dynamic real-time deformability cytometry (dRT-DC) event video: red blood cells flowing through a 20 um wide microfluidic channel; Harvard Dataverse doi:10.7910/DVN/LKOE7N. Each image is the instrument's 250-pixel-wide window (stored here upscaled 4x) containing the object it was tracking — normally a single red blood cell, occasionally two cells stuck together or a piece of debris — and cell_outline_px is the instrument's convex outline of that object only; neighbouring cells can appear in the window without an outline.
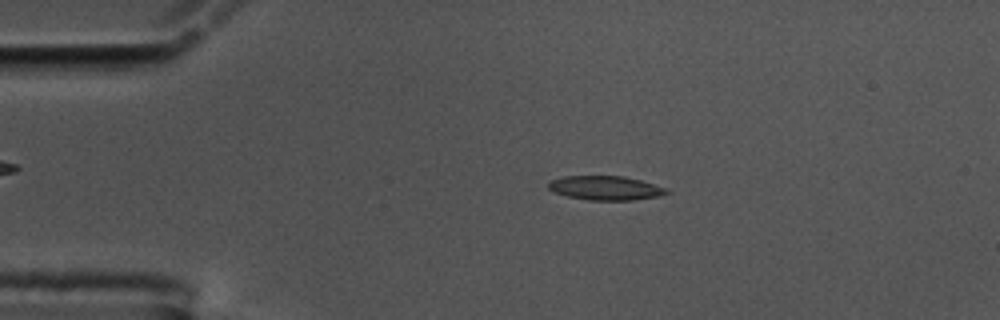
{"species": "common noctule bat (a hibernating species)", "species_latin": "Nyctalus noctula", "temperature_condition": "cold", "stored_images_in_passage": 51, "camera_frame_rate_fps": 3000, "um_per_image_px": 0.085, "animal": {"sex": "male", "body_mass_g": 17.5, "forearm_length_mm": 52.3}, "frame": {"image": 1, "passage_image": 6, "time_ms": 1.667, "image_size_px": [1000, 320], "cell_outline_px": [[672, 192], [660, 196], [632, 200], [588, 200], [568, 196], [556, 192], [548, 188], [548, 180], [564, 176], [624, 176], [640, 180], [668, 188]], "centroid_in_image_um": [51.5, 15.97], "position_along_channel_um": 33.5, "area_um2": 16.7}}
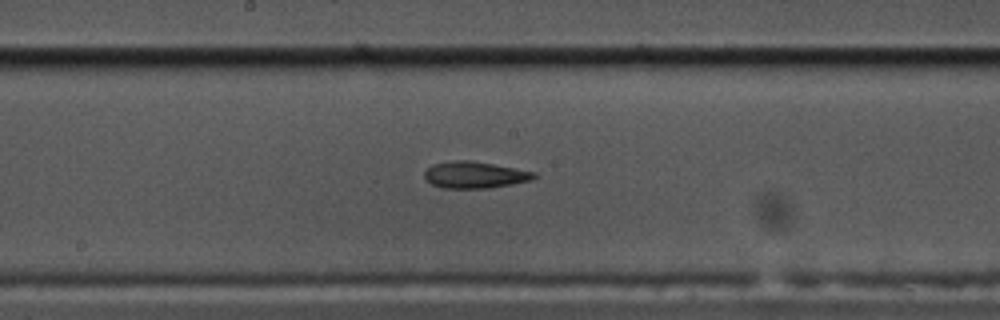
{"frame": {"image": 2, "passage_image": 24, "time_ms": 7.667, "image_size_px": [1000, 320], "cell_outline_px": [[540, 176], [532, 180], [512, 184], [488, 188], [440, 188], [432, 184], [424, 176], [424, 172], [432, 164], [456, 160], [468, 160], [492, 164], [536, 172]], "centroid_in_image_um": [40.38, 14.87], "position_along_channel_um": 207.8, "area_um2": 16.99}}
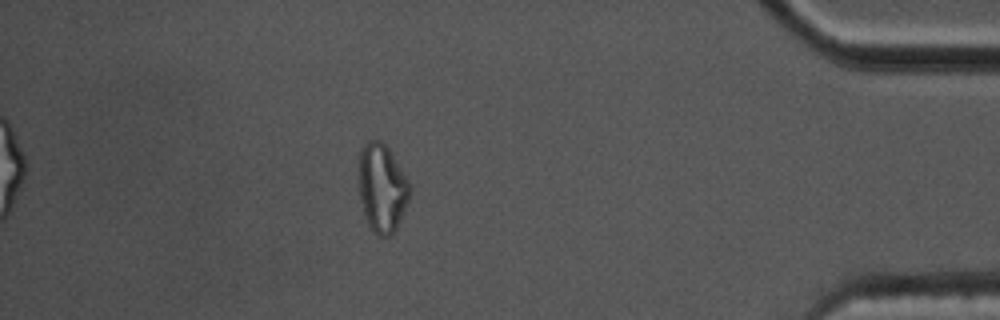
{"frame": {"image": 3, "passage_image": 44, "time_ms": 14.333, "image_size_px": [1000, 320], "cell_outline_px": [[412, 192], [400, 220], [396, 228], [388, 236], [380, 236], [368, 224], [364, 212], [360, 196], [360, 148], [368, 140], [380, 140], [388, 148], [412, 184]], "centroid_in_image_um": [32.51, 15.94], "position_along_channel_um": 402.7, "area_um2": 25.95}, "authors_computed_cell_mechanics": {"area_um2": 17.1088, "velocity_mm_per_s": 3.5737, "shape_relaxation_time_tau1_ms": null, "shape_relaxation_time_tau2_ms": 1.3983, "deformation_change_tau1": null, "deformation_change_tau2": 0.0896}}